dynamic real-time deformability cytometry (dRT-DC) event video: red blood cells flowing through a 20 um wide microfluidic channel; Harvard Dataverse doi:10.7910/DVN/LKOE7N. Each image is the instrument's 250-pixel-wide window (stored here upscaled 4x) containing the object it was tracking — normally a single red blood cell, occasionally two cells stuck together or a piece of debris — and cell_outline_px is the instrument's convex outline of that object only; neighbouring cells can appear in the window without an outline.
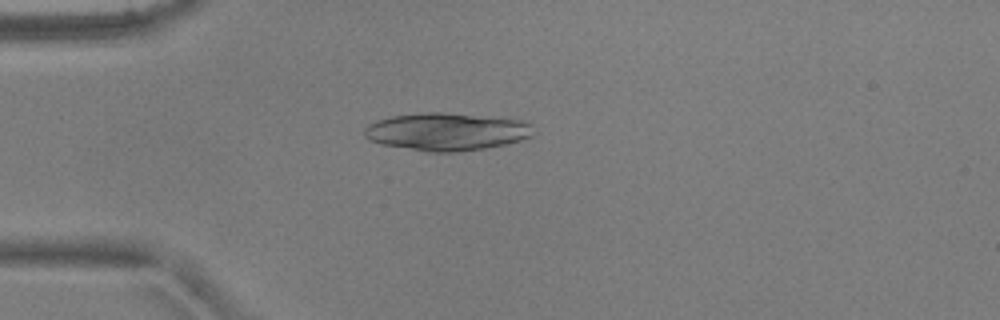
{"species": "common noctule bat (a hibernating species)", "species_latin": "Nyctalus noctula", "temperature_condition": "warm", "stored_images_in_passage": 5, "camera_frame_rate_fps": 3000, "um_per_image_px": 0.085, "animal": {"sex": "male", "body_mass_g": 17.9, "forearm_length_mm": 54.2}, "frame": {"image": 1, "passage_image": 4, "time_ms": 1.0, "image_size_px": [1000, 320], "cell_outline_px": [[532, 136], [508, 144], [460, 152], [424, 152], [380, 144], [368, 140], [364, 136], [364, 128], [368, 124], [376, 120], [392, 116], [424, 112], [444, 112], [520, 120], [532, 124]], "centroid_in_image_um": [37.91, 11.2], "position_along_channel_um": 47.1, "area_um2": 37.34}}